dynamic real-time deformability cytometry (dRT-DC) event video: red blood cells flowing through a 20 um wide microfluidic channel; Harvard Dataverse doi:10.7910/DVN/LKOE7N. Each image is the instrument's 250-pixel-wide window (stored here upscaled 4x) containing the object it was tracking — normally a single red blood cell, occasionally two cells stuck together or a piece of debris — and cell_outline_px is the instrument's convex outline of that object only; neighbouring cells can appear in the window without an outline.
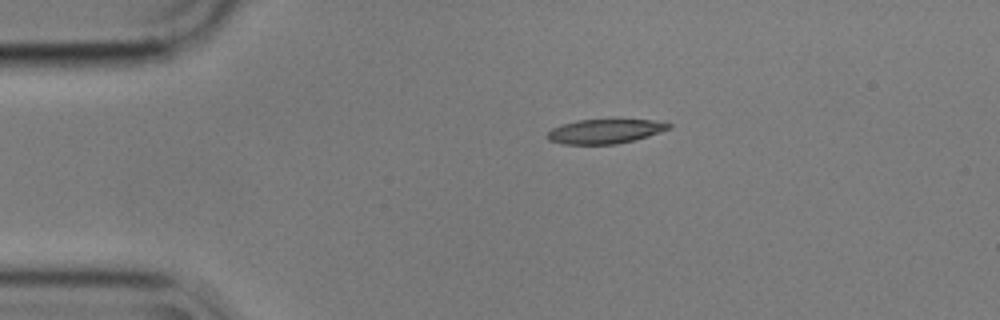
{"species": "common noctule bat (a hibernating species)", "species_latin": "Nyctalus noctula", "temperature_condition": "cold", "stored_images_in_passage": 12, "camera_frame_rate_fps": 3000, "um_per_image_px": 0.085, "animal": {"sex": "male", "body_mass_g": 17.9}, "frame": {"image": 1, "passage_image": 1, "time_ms": 0.0, "image_size_px": [1000, 320], "cell_outline_px": [[672, 128], [648, 136], [616, 144], [564, 144], [548, 140], [548, 132], [552, 128], [560, 124], [576, 120], [652, 120], [672, 124]], "centroid_in_image_um": [51.41, 11.16], "position_along_channel_um": 33.6, "area_um2": 17.11}}
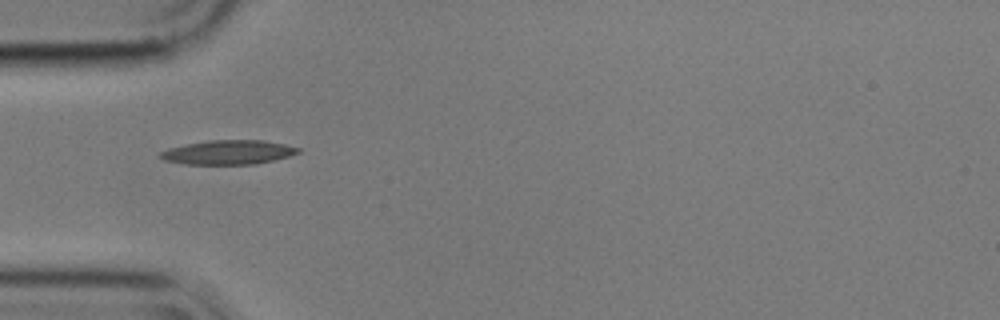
{"frame": {"image": 2, "passage_image": 7, "time_ms": 2.0, "image_size_px": [1000, 320], "cell_outline_px": [[300, 152], [276, 160], [256, 164], [184, 164], [164, 160], [156, 156], [160, 152], [168, 148], [208, 140], [264, 140], [284, 144], [300, 148]], "centroid_in_image_um": [19.39, 12.95], "position_along_channel_um": 65.6, "area_um2": 19.54}}
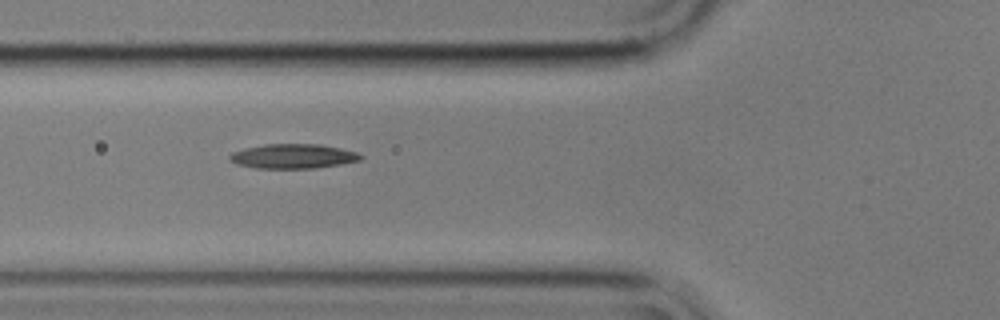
{"frame": {"image": 3, "passage_image": 10, "time_ms": 3.0, "image_size_px": [1000, 320], "cell_outline_px": [[364, 156], [360, 160], [340, 164], [316, 168], [256, 168], [236, 164], [228, 160], [228, 156], [232, 152], [244, 148], [264, 144], [320, 144], [340, 148], [356, 152]], "centroid_in_image_um": [24.87, 13.28], "position_along_channel_um": 100.9, "area_um2": 18.79}}